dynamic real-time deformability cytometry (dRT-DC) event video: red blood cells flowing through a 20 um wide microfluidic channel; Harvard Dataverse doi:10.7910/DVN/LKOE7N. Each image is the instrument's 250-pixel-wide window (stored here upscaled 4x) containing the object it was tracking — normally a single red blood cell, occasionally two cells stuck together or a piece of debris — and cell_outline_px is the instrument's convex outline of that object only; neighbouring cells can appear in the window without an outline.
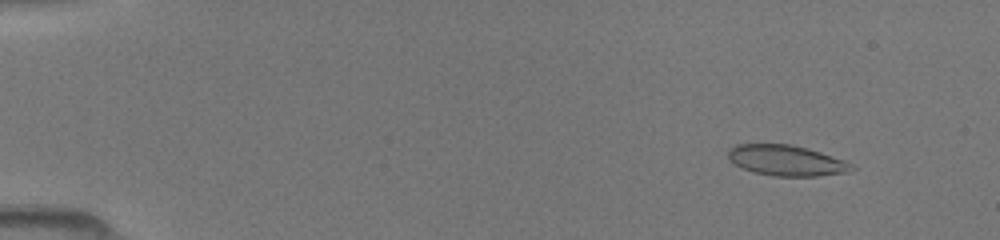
{"species": "common noctule bat (a hibernating species)", "species_latin": "Nyctalus noctula", "temperature_condition": "room temperature", "stored_images_in_passage": 50, "camera_frame_rate_fps": 3000, "um_per_image_px": 0.085, "animal": {"sex": "female", "body_mass_g": 19.5, "forearm_length_mm": 54.1}, "frame": {"image": 1, "passage_image": 6, "time_ms": 1.667, "image_size_px": [1000, 240], "cell_outline_px": [[856, 168], [844, 172], [816, 176], [772, 176], [740, 168], [728, 160], [728, 148], [736, 144], [792, 144], [808, 148], [856, 164]], "centroid_in_image_um": [66.81, 13.63], "position_along_channel_um": 18.2, "area_um2": 22.2}}
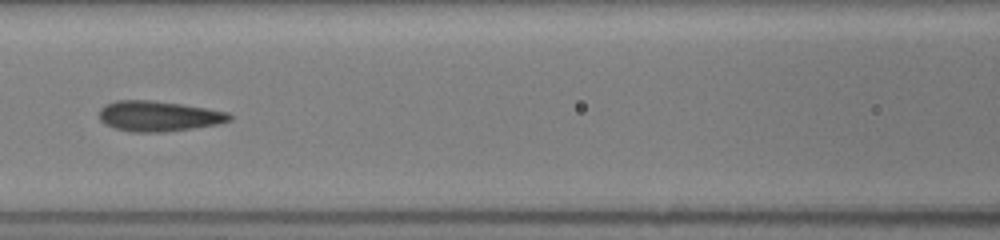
{"frame": {"image": 2, "passage_image": 24, "time_ms": 7.667, "image_size_px": [1000, 240], "cell_outline_px": [[232, 120], [216, 124], [192, 128], [164, 132], [132, 132], [116, 128], [104, 124], [100, 120], [100, 108], [104, 104], [116, 100], [152, 100], [180, 104], [228, 112], [232, 116]], "centroid_in_image_um": [13.44, 9.87], "position_along_channel_um": 153.2, "area_um2": 22.95}}
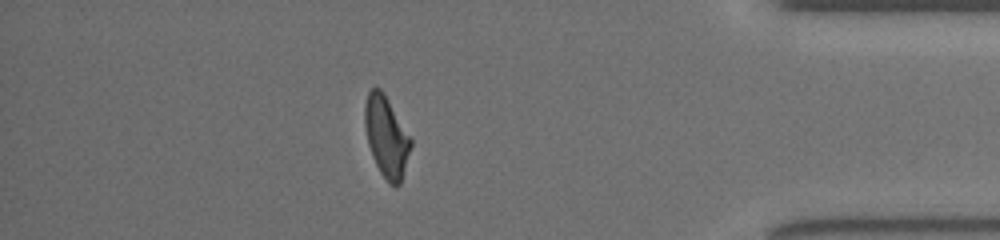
{"frame": {"image": 3, "passage_image": 44, "time_ms": 14.333, "image_size_px": [1000, 240], "cell_outline_px": [[412, 144], [400, 184], [396, 188], [388, 184], [380, 172], [372, 156], [368, 144], [364, 124], [364, 104], [368, 92], [372, 88], [380, 88], [384, 92], [412, 140]], "centroid_in_image_um": [32.83, 11.63], "position_along_channel_um": 402.4, "area_um2": 21.73}}